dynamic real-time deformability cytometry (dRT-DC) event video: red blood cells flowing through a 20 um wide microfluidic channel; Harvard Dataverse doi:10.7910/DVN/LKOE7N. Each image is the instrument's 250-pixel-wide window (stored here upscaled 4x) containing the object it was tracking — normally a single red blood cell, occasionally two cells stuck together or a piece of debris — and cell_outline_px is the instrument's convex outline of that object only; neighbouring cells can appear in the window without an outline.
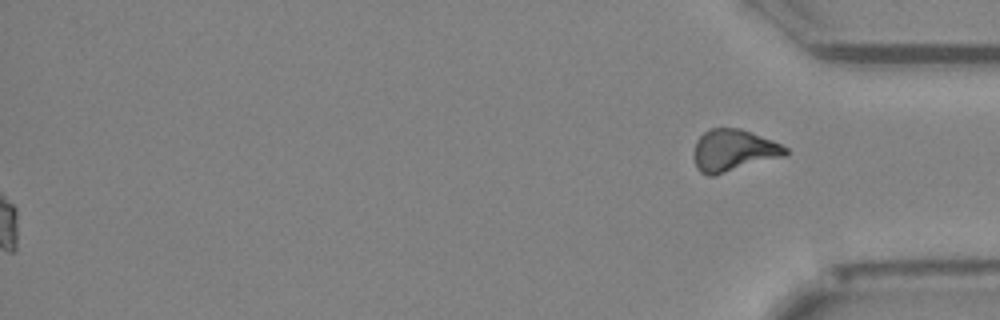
{"species": "Egyptian fruit bat (a non-hibernating species)", "species_latin": "Rousettus aegyptiacus", "temperature_condition": "cold", "stored_images_in_passage": 53, "segment_of_instrument_passage": [2, 2], "camera_frame_rate_fps": 3000, "um_per_image_px": 0.085, "animal": {"sex": "female"}, "frame": {"image": 1, "passage_image": 53, "time_ms": 17.333, "image_size_px": [1000, 320], "cell_outline_px": [[788, 152], [784, 156], [716, 176], [708, 176], [700, 172], [696, 168], [696, 140], [708, 128], [740, 128], [772, 140], [788, 148]], "centroid_in_image_um": [62.36, 12.8], "position_along_channel_um": 372.8, "area_um2": 22.31}}